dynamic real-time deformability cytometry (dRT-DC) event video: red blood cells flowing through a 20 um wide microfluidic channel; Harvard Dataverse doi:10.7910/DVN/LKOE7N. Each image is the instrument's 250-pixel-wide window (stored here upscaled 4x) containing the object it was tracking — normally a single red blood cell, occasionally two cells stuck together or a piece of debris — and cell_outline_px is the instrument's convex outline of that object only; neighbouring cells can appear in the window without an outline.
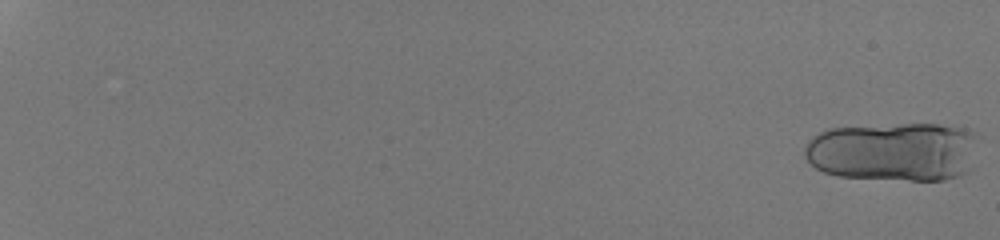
{"species": "human", "species_latin": "Homo sapiens", "temperature_condition": "room temperature", "stored_images_in_passage": 24, "camera_frame_rate_fps": 3000, "um_per_image_px": 0.085, "donor": {"sex": "male"}, "frame": {"image": 1, "passage_image": 1, "time_ms": 0.0, "image_size_px": [1000, 240], "cell_outline_px": [[980, 136], [968, 172], [960, 176], [944, 180], [908, 180], [836, 176], [824, 172], [816, 168], [804, 156], [804, 148], [808, 140], [812, 136], [828, 128], [900, 124], [936, 124], [964, 128], [980, 132]], "centroid_in_image_um": [75.99, 12.88], "position_along_channel_um": 9.0, "area_um2": 60.63}}
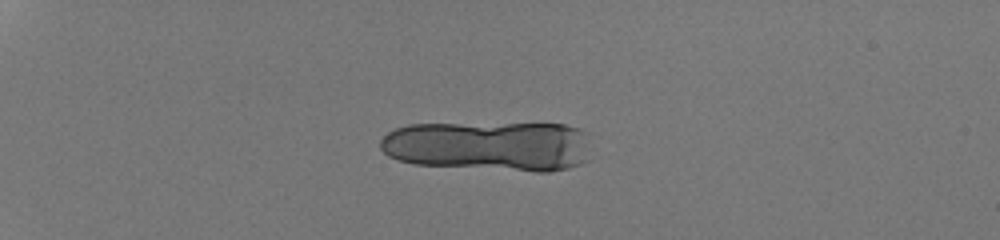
{"frame": {"image": 2, "passage_image": 17, "time_ms": 5.333, "image_size_px": [1000, 240], "cell_outline_px": [[588, 160], [580, 164], [568, 168], [548, 172], [536, 172], [412, 164], [388, 156], [380, 148], [380, 140], [388, 132], [396, 128], [408, 124], [564, 124], [580, 128], [588, 132]], "centroid_in_image_um": [41.6, 12.41], "position_along_channel_um": 43.4, "area_um2": 62.14}}